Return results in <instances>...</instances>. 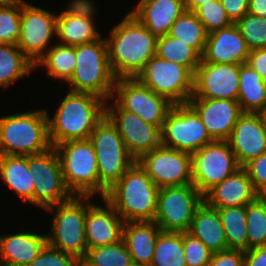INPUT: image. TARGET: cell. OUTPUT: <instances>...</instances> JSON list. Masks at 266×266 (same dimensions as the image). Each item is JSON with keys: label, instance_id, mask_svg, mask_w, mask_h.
<instances>
[{"label": "cell", "instance_id": "cell-1", "mask_svg": "<svg viewBox=\"0 0 266 266\" xmlns=\"http://www.w3.org/2000/svg\"><path fill=\"white\" fill-rule=\"evenodd\" d=\"M109 33L105 39L116 78L136 77L147 61L156 56L157 38L130 12Z\"/></svg>", "mask_w": 266, "mask_h": 266}, {"label": "cell", "instance_id": "cell-2", "mask_svg": "<svg viewBox=\"0 0 266 266\" xmlns=\"http://www.w3.org/2000/svg\"><path fill=\"white\" fill-rule=\"evenodd\" d=\"M105 104L106 101L96 95L69 90L53 118L47 114L52 147L66 141L89 139L105 116Z\"/></svg>", "mask_w": 266, "mask_h": 266}, {"label": "cell", "instance_id": "cell-3", "mask_svg": "<svg viewBox=\"0 0 266 266\" xmlns=\"http://www.w3.org/2000/svg\"><path fill=\"white\" fill-rule=\"evenodd\" d=\"M159 187L137 161L103 197L124 222H152L157 210Z\"/></svg>", "mask_w": 266, "mask_h": 266}, {"label": "cell", "instance_id": "cell-4", "mask_svg": "<svg viewBox=\"0 0 266 266\" xmlns=\"http://www.w3.org/2000/svg\"><path fill=\"white\" fill-rule=\"evenodd\" d=\"M47 109L0 116V155L29 156L52 148Z\"/></svg>", "mask_w": 266, "mask_h": 266}, {"label": "cell", "instance_id": "cell-5", "mask_svg": "<svg viewBox=\"0 0 266 266\" xmlns=\"http://www.w3.org/2000/svg\"><path fill=\"white\" fill-rule=\"evenodd\" d=\"M76 68L67 82L70 91L90 93L105 101L112 98L116 77L108 56L106 39L102 36L87 44L75 46Z\"/></svg>", "mask_w": 266, "mask_h": 266}, {"label": "cell", "instance_id": "cell-6", "mask_svg": "<svg viewBox=\"0 0 266 266\" xmlns=\"http://www.w3.org/2000/svg\"><path fill=\"white\" fill-rule=\"evenodd\" d=\"M99 176L101 198L135 163L115 125L105 115L90 134Z\"/></svg>", "mask_w": 266, "mask_h": 266}, {"label": "cell", "instance_id": "cell-7", "mask_svg": "<svg viewBox=\"0 0 266 266\" xmlns=\"http://www.w3.org/2000/svg\"><path fill=\"white\" fill-rule=\"evenodd\" d=\"M46 210L54 212L51 230L47 233L48 245L77 259L85 258L86 196L74 195L70 200L47 207Z\"/></svg>", "mask_w": 266, "mask_h": 266}, {"label": "cell", "instance_id": "cell-8", "mask_svg": "<svg viewBox=\"0 0 266 266\" xmlns=\"http://www.w3.org/2000/svg\"><path fill=\"white\" fill-rule=\"evenodd\" d=\"M64 182L73 195L99 194L96 153L89 139L71 140L55 146Z\"/></svg>", "mask_w": 266, "mask_h": 266}, {"label": "cell", "instance_id": "cell-9", "mask_svg": "<svg viewBox=\"0 0 266 266\" xmlns=\"http://www.w3.org/2000/svg\"><path fill=\"white\" fill-rule=\"evenodd\" d=\"M136 78L172 104H185L194 93V74L158 56L150 58Z\"/></svg>", "mask_w": 266, "mask_h": 266}, {"label": "cell", "instance_id": "cell-10", "mask_svg": "<svg viewBox=\"0 0 266 266\" xmlns=\"http://www.w3.org/2000/svg\"><path fill=\"white\" fill-rule=\"evenodd\" d=\"M213 141L188 103L173 104L161 129V145L193 154Z\"/></svg>", "mask_w": 266, "mask_h": 266}, {"label": "cell", "instance_id": "cell-11", "mask_svg": "<svg viewBox=\"0 0 266 266\" xmlns=\"http://www.w3.org/2000/svg\"><path fill=\"white\" fill-rule=\"evenodd\" d=\"M112 100L160 130L173 106L167 98L156 94L136 77L116 78Z\"/></svg>", "mask_w": 266, "mask_h": 266}, {"label": "cell", "instance_id": "cell-12", "mask_svg": "<svg viewBox=\"0 0 266 266\" xmlns=\"http://www.w3.org/2000/svg\"><path fill=\"white\" fill-rule=\"evenodd\" d=\"M203 201L193 184L159 188L154 222L165 232H188Z\"/></svg>", "mask_w": 266, "mask_h": 266}, {"label": "cell", "instance_id": "cell-13", "mask_svg": "<svg viewBox=\"0 0 266 266\" xmlns=\"http://www.w3.org/2000/svg\"><path fill=\"white\" fill-rule=\"evenodd\" d=\"M28 168L35 175L33 205L43 210L70 200L74 195L67 188L55 147L28 156Z\"/></svg>", "mask_w": 266, "mask_h": 266}, {"label": "cell", "instance_id": "cell-14", "mask_svg": "<svg viewBox=\"0 0 266 266\" xmlns=\"http://www.w3.org/2000/svg\"><path fill=\"white\" fill-rule=\"evenodd\" d=\"M239 168L228 142L214 140L192 154V184L204 196Z\"/></svg>", "mask_w": 266, "mask_h": 266}, {"label": "cell", "instance_id": "cell-15", "mask_svg": "<svg viewBox=\"0 0 266 266\" xmlns=\"http://www.w3.org/2000/svg\"><path fill=\"white\" fill-rule=\"evenodd\" d=\"M137 162L159 188L192 184V154L160 145Z\"/></svg>", "mask_w": 266, "mask_h": 266}, {"label": "cell", "instance_id": "cell-16", "mask_svg": "<svg viewBox=\"0 0 266 266\" xmlns=\"http://www.w3.org/2000/svg\"><path fill=\"white\" fill-rule=\"evenodd\" d=\"M57 13L45 10L26 1L21 7V26L17 46L34 63L52 45L56 36Z\"/></svg>", "mask_w": 266, "mask_h": 266}, {"label": "cell", "instance_id": "cell-17", "mask_svg": "<svg viewBox=\"0 0 266 266\" xmlns=\"http://www.w3.org/2000/svg\"><path fill=\"white\" fill-rule=\"evenodd\" d=\"M109 100L105 104V115L115 125L129 154L136 161L143 154L151 152L161 145V130L157 126L122 109L115 101L111 103L112 98Z\"/></svg>", "mask_w": 266, "mask_h": 266}, {"label": "cell", "instance_id": "cell-18", "mask_svg": "<svg viewBox=\"0 0 266 266\" xmlns=\"http://www.w3.org/2000/svg\"><path fill=\"white\" fill-rule=\"evenodd\" d=\"M94 0H71L67 9L57 15V43L77 46L91 43L101 37L95 27L97 5Z\"/></svg>", "mask_w": 266, "mask_h": 266}, {"label": "cell", "instance_id": "cell-19", "mask_svg": "<svg viewBox=\"0 0 266 266\" xmlns=\"http://www.w3.org/2000/svg\"><path fill=\"white\" fill-rule=\"evenodd\" d=\"M240 64H218L201 60L194 74L197 98L237 101L239 96Z\"/></svg>", "mask_w": 266, "mask_h": 266}, {"label": "cell", "instance_id": "cell-20", "mask_svg": "<svg viewBox=\"0 0 266 266\" xmlns=\"http://www.w3.org/2000/svg\"><path fill=\"white\" fill-rule=\"evenodd\" d=\"M92 198L93 196H86L87 250L122 241L125 222L104 198H101L105 204L103 207L90 201Z\"/></svg>", "mask_w": 266, "mask_h": 266}, {"label": "cell", "instance_id": "cell-21", "mask_svg": "<svg viewBox=\"0 0 266 266\" xmlns=\"http://www.w3.org/2000/svg\"><path fill=\"white\" fill-rule=\"evenodd\" d=\"M187 103L197 112L213 140L226 141L243 114L239 102L233 100L197 98L192 95Z\"/></svg>", "mask_w": 266, "mask_h": 266}, {"label": "cell", "instance_id": "cell-22", "mask_svg": "<svg viewBox=\"0 0 266 266\" xmlns=\"http://www.w3.org/2000/svg\"><path fill=\"white\" fill-rule=\"evenodd\" d=\"M241 167L266 152V125L261 113H243L226 140Z\"/></svg>", "mask_w": 266, "mask_h": 266}, {"label": "cell", "instance_id": "cell-23", "mask_svg": "<svg viewBox=\"0 0 266 266\" xmlns=\"http://www.w3.org/2000/svg\"><path fill=\"white\" fill-rule=\"evenodd\" d=\"M250 53L246 41L235 23L208 34L203 62L244 64Z\"/></svg>", "mask_w": 266, "mask_h": 266}, {"label": "cell", "instance_id": "cell-24", "mask_svg": "<svg viewBox=\"0 0 266 266\" xmlns=\"http://www.w3.org/2000/svg\"><path fill=\"white\" fill-rule=\"evenodd\" d=\"M260 194L255 190L247 171L241 167L235 173L215 185L204 196V201L216 209L246 206Z\"/></svg>", "mask_w": 266, "mask_h": 266}, {"label": "cell", "instance_id": "cell-25", "mask_svg": "<svg viewBox=\"0 0 266 266\" xmlns=\"http://www.w3.org/2000/svg\"><path fill=\"white\" fill-rule=\"evenodd\" d=\"M186 11L184 0H140L130 11L157 39Z\"/></svg>", "mask_w": 266, "mask_h": 266}, {"label": "cell", "instance_id": "cell-26", "mask_svg": "<svg viewBox=\"0 0 266 266\" xmlns=\"http://www.w3.org/2000/svg\"><path fill=\"white\" fill-rule=\"evenodd\" d=\"M47 244L46 233L0 234V266H28Z\"/></svg>", "mask_w": 266, "mask_h": 266}, {"label": "cell", "instance_id": "cell-27", "mask_svg": "<svg viewBox=\"0 0 266 266\" xmlns=\"http://www.w3.org/2000/svg\"><path fill=\"white\" fill-rule=\"evenodd\" d=\"M162 230L154 222H125L123 241L133 264L151 265L155 244Z\"/></svg>", "mask_w": 266, "mask_h": 266}, {"label": "cell", "instance_id": "cell-28", "mask_svg": "<svg viewBox=\"0 0 266 266\" xmlns=\"http://www.w3.org/2000/svg\"><path fill=\"white\" fill-rule=\"evenodd\" d=\"M188 232L201 240L213 253L228 249L218 210L205 201L197 207Z\"/></svg>", "mask_w": 266, "mask_h": 266}, {"label": "cell", "instance_id": "cell-29", "mask_svg": "<svg viewBox=\"0 0 266 266\" xmlns=\"http://www.w3.org/2000/svg\"><path fill=\"white\" fill-rule=\"evenodd\" d=\"M0 178L17 198L33 204L36 177L28 168V156L0 155Z\"/></svg>", "mask_w": 266, "mask_h": 266}, {"label": "cell", "instance_id": "cell-30", "mask_svg": "<svg viewBox=\"0 0 266 266\" xmlns=\"http://www.w3.org/2000/svg\"><path fill=\"white\" fill-rule=\"evenodd\" d=\"M237 101L243 113H261L266 107V81L246 63L240 66Z\"/></svg>", "mask_w": 266, "mask_h": 266}, {"label": "cell", "instance_id": "cell-31", "mask_svg": "<svg viewBox=\"0 0 266 266\" xmlns=\"http://www.w3.org/2000/svg\"><path fill=\"white\" fill-rule=\"evenodd\" d=\"M39 66H45L48 77L68 82L76 68L75 46L52 45L36 62L35 69Z\"/></svg>", "mask_w": 266, "mask_h": 266}, {"label": "cell", "instance_id": "cell-32", "mask_svg": "<svg viewBox=\"0 0 266 266\" xmlns=\"http://www.w3.org/2000/svg\"><path fill=\"white\" fill-rule=\"evenodd\" d=\"M34 69L35 64L17 44H0V88L10 87Z\"/></svg>", "mask_w": 266, "mask_h": 266}, {"label": "cell", "instance_id": "cell-33", "mask_svg": "<svg viewBox=\"0 0 266 266\" xmlns=\"http://www.w3.org/2000/svg\"><path fill=\"white\" fill-rule=\"evenodd\" d=\"M221 218L228 249L248 251L246 206L217 209Z\"/></svg>", "mask_w": 266, "mask_h": 266}, {"label": "cell", "instance_id": "cell-34", "mask_svg": "<svg viewBox=\"0 0 266 266\" xmlns=\"http://www.w3.org/2000/svg\"><path fill=\"white\" fill-rule=\"evenodd\" d=\"M168 35L186 43L202 57L208 33L194 12L185 11L173 23Z\"/></svg>", "mask_w": 266, "mask_h": 266}, {"label": "cell", "instance_id": "cell-35", "mask_svg": "<svg viewBox=\"0 0 266 266\" xmlns=\"http://www.w3.org/2000/svg\"><path fill=\"white\" fill-rule=\"evenodd\" d=\"M150 266H186L183 232L159 233Z\"/></svg>", "mask_w": 266, "mask_h": 266}, {"label": "cell", "instance_id": "cell-36", "mask_svg": "<svg viewBox=\"0 0 266 266\" xmlns=\"http://www.w3.org/2000/svg\"><path fill=\"white\" fill-rule=\"evenodd\" d=\"M156 56L185 66L193 74L202 60V57L193 48L168 34L157 39Z\"/></svg>", "mask_w": 266, "mask_h": 266}, {"label": "cell", "instance_id": "cell-37", "mask_svg": "<svg viewBox=\"0 0 266 266\" xmlns=\"http://www.w3.org/2000/svg\"><path fill=\"white\" fill-rule=\"evenodd\" d=\"M248 250L266 245V196L246 205Z\"/></svg>", "mask_w": 266, "mask_h": 266}, {"label": "cell", "instance_id": "cell-38", "mask_svg": "<svg viewBox=\"0 0 266 266\" xmlns=\"http://www.w3.org/2000/svg\"><path fill=\"white\" fill-rule=\"evenodd\" d=\"M92 266H131L132 257L125 242L89 248L84 258Z\"/></svg>", "mask_w": 266, "mask_h": 266}, {"label": "cell", "instance_id": "cell-39", "mask_svg": "<svg viewBox=\"0 0 266 266\" xmlns=\"http://www.w3.org/2000/svg\"><path fill=\"white\" fill-rule=\"evenodd\" d=\"M26 0L0 3V44H17L21 26V7Z\"/></svg>", "mask_w": 266, "mask_h": 266}, {"label": "cell", "instance_id": "cell-40", "mask_svg": "<svg viewBox=\"0 0 266 266\" xmlns=\"http://www.w3.org/2000/svg\"><path fill=\"white\" fill-rule=\"evenodd\" d=\"M235 24L250 51L266 48V18L247 13Z\"/></svg>", "mask_w": 266, "mask_h": 266}, {"label": "cell", "instance_id": "cell-41", "mask_svg": "<svg viewBox=\"0 0 266 266\" xmlns=\"http://www.w3.org/2000/svg\"><path fill=\"white\" fill-rule=\"evenodd\" d=\"M194 13L203 23L208 34L233 24L228 18L220 0H213L211 3L201 4Z\"/></svg>", "mask_w": 266, "mask_h": 266}, {"label": "cell", "instance_id": "cell-42", "mask_svg": "<svg viewBox=\"0 0 266 266\" xmlns=\"http://www.w3.org/2000/svg\"><path fill=\"white\" fill-rule=\"evenodd\" d=\"M183 246L186 266H209L213 252L189 232H183Z\"/></svg>", "mask_w": 266, "mask_h": 266}, {"label": "cell", "instance_id": "cell-43", "mask_svg": "<svg viewBox=\"0 0 266 266\" xmlns=\"http://www.w3.org/2000/svg\"><path fill=\"white\" fill-rule=\"evenodd\" d=\"M78 259L46 245L28 266H76Z\"/></svg>", "mask_w": 266, "mask_h": 266}, {"label": "cell", "instance_id": "cell-44", "mask_svg": "<svg viewBox=\"0 0 266 266\" xmlns=\"http://www.w3.org/2000/svg\"><path fill=\"white\" fill-rule=\"evenodd\" d=\"M243 168L247 171L255 190L266 196V152L250 160Z\"/></svg>", "mask_w": 266, "mask_h": 266}, {"label": "cell", "instance_id": "cell-45", "mask_svg": "<svg viewBox=\"0 0 266 266\" xmlns=\"http://www.w3.org/2000/svg\"><path fill=\"white\" fill-rule=\"evenodd\" d=\"M209 266H244V251L227 249L213 253Z\"/></svg>", "mask_w": 266, "mask_h": 266}, {"label": "cell", "instance_id": "cell-46", "mask_svg": "<svg viewBox=\"0 0 266 266\" xmlns=\"http://www.w3.org/2000/svg\"><path fill=\"white\" fill-rule=\"evenodd\" d=\"M220 2L232 23H236L248 13L249 0H220Z\"/></svg>", "mask_w": 266, "mask_h": 266}, {"label": "cell", "instance_id": "cell-47", "mask_svg": "<svg viewBox=\"0 0 266 266\" xmlns=\"http://www.w3.org/2000/svg\"><path fill=\"white\" fill-rule=\"evenodd\" d=\"M246 64L253 68L266 81V48L251 50Z\"/></svg>", "mask_w": 266, "mask_h": 266}, {"label": "cell", "instance_id": "cell-48", "mask_svg": "<svg viewBox=\"0 0 266 266\" xmlns=\"http://www.w3.org/2000/svg\"><path fill=\"white\" fill-rule=\"evenodd\" d=\"M244 266H266V245L245 251Z\"/></svg>", "mask_w": 266, "mask_h": 266}, {"label": "cell", "instance_id": "cell-49", "mask_svg": "<svg viewBox=\"0 0 266 266\" xmlns=\"http://www.w3.org/2000/svg\"><path fill=\"white\" fill-rule=\"evenodd\" d=\"M248 13L266 18V0H249Z\"/></svg>", "mask_w": 266, "mask_h": 266}, {"label": "cell", "instance_id": "cell-50", "mask_svg": "<svg viewBox=\"0 0 266 266\" xmlns=\"http://www.w3.org/2000/svg\"><path fill=\"white\" fill-rule=\"evenodd\" d=\"M213 0H184L186 11L194 12L201 4L211 3Z\"/></svg>", "mask_w": 266, "mask_h": 266}, {"label": "cell", "instance_id": "cell-51", "mask_svg": "<svg viewBox=\"0 0 266 266\" xmlns=\"http://www.w3.org/2000/svg\"><path fill=\"white\" fill-rule=\"evenodd\" d=\"M76 266H92L84 258L78 259Z\"/></svg>", "mask_w": 266, "mask_h": 266}, {"label": "cell", "instance_id": "cell-52", "mask_svg": "<svg viewBox=\"0 0 266 266\" xmlns=\"http://www.w3.org/2000/svg\"><path fill=\"white\" fill-rule=\"evenodd\" d=\"M20 0H0V3H12V2H17Z\"/></svg>", "mask_w": 266, "mask_h": 266}, {"label": "cell", "instance_id": "cell-53", "mask_svg": "<svg viewBox=\"0 0 266 266\" xmlns=\"http://www.w3.org/2000/svg\"><path fill=\"white\" fill-rule=\"evenodd\" d=\"M262 116H263V119H264V122H265V125H266V107L264 108V110L261 112Z\"/></svg>", "mask_w": 266, "mask_h": 266}, {"label": "cell", "instance_id": "cell-54", "mask_svg": "<svg viewBox=\"0 0 266 266\" xmlns=\"http://www.w3.org/2000/svg\"><path fill=\"white\" fill-rule=\"evenodd\" d=\"M131 266H150V265L132 264Z\"/></svg>", "mask_w": 266, "mask_h": 266}]
</instances>
